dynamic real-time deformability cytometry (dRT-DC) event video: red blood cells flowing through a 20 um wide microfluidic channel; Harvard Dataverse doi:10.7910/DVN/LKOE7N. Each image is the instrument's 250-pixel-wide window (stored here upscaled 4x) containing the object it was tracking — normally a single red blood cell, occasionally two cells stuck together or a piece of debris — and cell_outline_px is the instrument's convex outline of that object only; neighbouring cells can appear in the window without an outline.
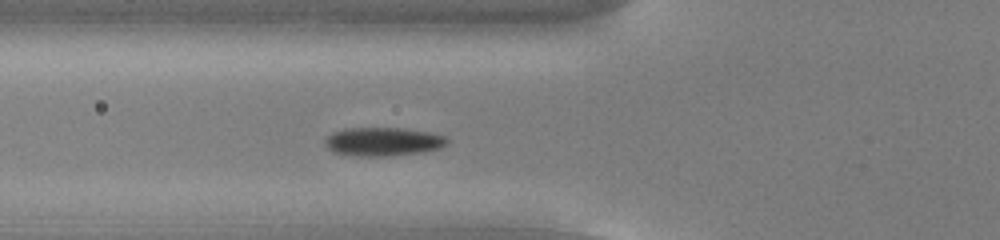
{"species": "common noctule bat (a hibernating species)", "species_latin": "Nyctalus noctula", "temperature_condition": "cold", "stored_images_in_passage": 42, "camera_frame_rate_fps": 3000, "um_per_image_px": 0.085, "animal": {"sex": "male", "body_mass_g": 13.0, "forearm_length_mm": 53.1}, "frame": {"image": 1, "passage_image": 8, "time_ms": 2.333, "image_size_px": [1000, 240], "cell_outline_px": [[448, 144], [440, 148], [424, 152], [384, 156], [356, 156], [332, 152], [324, 144], [324, 140], [332, 132], [344, 128], [404, 128], [428, 132], [444, 136], [448, 140]], "centroid_in_image_um": [32.54, 12.04], "position_along_channel_um": 93.3, "area_um2": 20.46}}
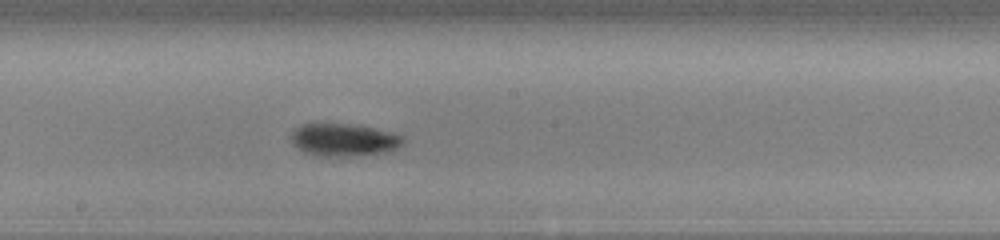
{"frame": {"image": 2, "passage_image": 18, "time_ms": 5.667, "image_size_px": [1000, 240], "cell_outline_px": [[404, 144], [396, 148], [384, 152], [356, 156], [316, 156], [304, 152], [292, 144], [292, 132], [296, 128], [304, 124], [352, 124], [392, 132], [404, 136]], "centroid_in_image_um": [29.24, 11.9], "position_along_channel_um": 219.0, "area_um2": 21.21}}
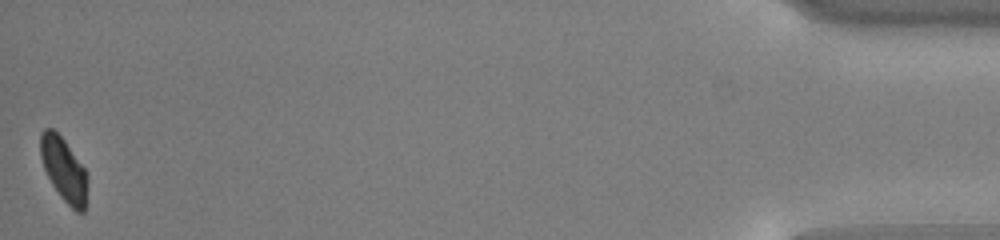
{"frame": {"image": 3, "passage_image": 42, "time_ms": 13.667, "image_size_px": [1000, 240], "cell_outline_px": [[88, 180], [84, 212], [76, 212], [60, 196], [52, 184], [44, 168], [40, 156], [40, 132], [44, 128], [52, 128], [64, 140], [88, 172]], "centroid_in_image_um": [5.43, 14.4], "position_along_channel_um": 429.8, "area_um2": 17.51}, "authors_computed_cell_mechanics": {"area_um2": 19.6231, "velocity_mm_per_s": 3.7737, "shape_relaxation_time_tau1_ms": 1.7045, "shape_relaxation_time_tau2_ms": null, "deformation_change_tau1": 0.064, "deformation_change_tau2": null}}